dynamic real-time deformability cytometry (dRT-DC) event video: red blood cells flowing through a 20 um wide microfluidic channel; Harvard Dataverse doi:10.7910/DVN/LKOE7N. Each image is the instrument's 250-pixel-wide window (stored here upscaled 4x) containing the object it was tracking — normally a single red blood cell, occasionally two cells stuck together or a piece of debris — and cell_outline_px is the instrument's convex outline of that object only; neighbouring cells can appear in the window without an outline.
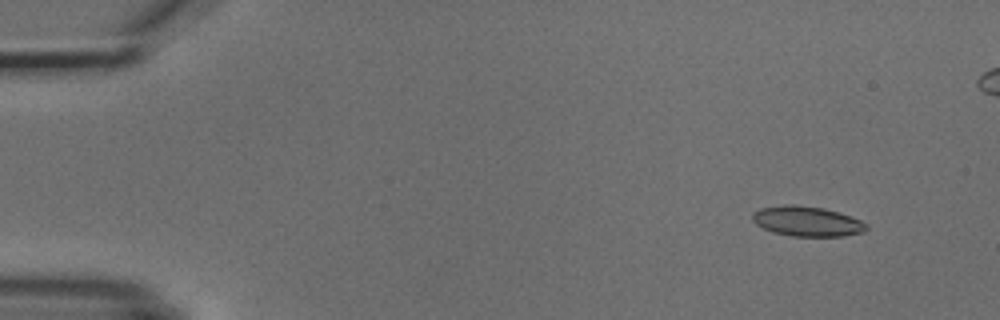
{"species": "common noctule bat (a hibernating species)", "species_latin": "Nyctalus noctula", "temperature_condition": "cold", "stored_images_in_passage": 5, "camera_frame_rate_fps": 3000, "um_per_image_px": 0.085, "animal": {"sex": "male", "body_mass_g": 18.8}, "frame": {"image": 1, "passage_image": 1, "time_ms": 0.0, "image_size_px": [1000, 320], "cell_outline_px": [[868, 228], [864, 232], [844, 236], [792, 236], [772, 232], [756, 224], [752, 220], [752, 212], [760, 208], [784, 204], [792, 204], [824, 208], [860, 220], [868, 224]], "centroid_in_image_um": [68.57, 18.81], "position_along_channel_um": 16.4, "area_um2": 19.94}}